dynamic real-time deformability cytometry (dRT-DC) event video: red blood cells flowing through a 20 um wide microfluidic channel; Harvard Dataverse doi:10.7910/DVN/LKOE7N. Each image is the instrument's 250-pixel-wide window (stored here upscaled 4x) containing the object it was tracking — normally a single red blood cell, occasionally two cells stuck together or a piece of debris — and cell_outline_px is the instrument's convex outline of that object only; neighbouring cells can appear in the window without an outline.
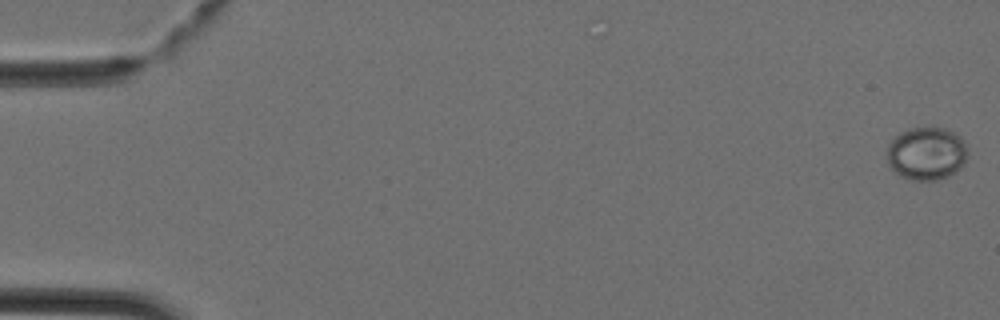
{"species": "Egyptian fruit bat (a non-hibernating species)", "species_latin": "Rousettus aegyptiacus", "temperature_condition": "cold", "stored_images_in_passage": 6, "camera_frame_rate_fps": 3000, "um_per_image_px": 0.085, "animal": {"sex": "female"}, "frame": {"image": 1, "passage_image": 1, "time_ms": 0.0, "image_size_px": [1000, 320], "cell_outline_px": [[968, 152], [960, 168], [956, 172], [948, 176], [936, 180], [912, 180], [900, 176], [888, 164], [888, 144], [900, 132], [912, 128], [944, 128], [956, 132], [964, 140]], "centroid_in_image_um": [78.77, 13.04], "position_along_channel_um": 6.2, "area_um2": 24.85}}